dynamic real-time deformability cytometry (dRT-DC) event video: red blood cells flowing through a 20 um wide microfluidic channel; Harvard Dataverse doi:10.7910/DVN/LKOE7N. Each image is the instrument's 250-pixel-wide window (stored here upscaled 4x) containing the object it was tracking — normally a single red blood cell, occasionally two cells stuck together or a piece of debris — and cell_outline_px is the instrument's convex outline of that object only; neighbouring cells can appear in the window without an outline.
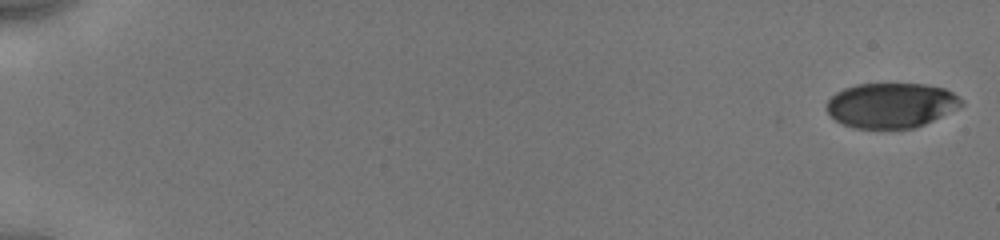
{"species": "human", "species_latin": "Homo sapiens", "temperature_condition": "cold", "stored_images_in_passage": 44, "camera_frame_rate_fps": 3000, "um_per_image_px": 0.085, "donor": {"sex": "male"}, "frame": {"image": 1, "passage_image": 1, "time_ms": 0.0, "image_size_px": [1000, 240], "cell_outline_px": [[964, 104], [924, 124], [912, 128], [852, 128], [836, 120], [824, 108], [824, 104], [836, 92], [844, 88], [856, 84], [924, 84], [944, 88], [952, 92], [964, 100]], "centroid_in_image_um": [75.71, 8.94], "position_along_channel_um": 9.3, "area_um2": 35.2}}
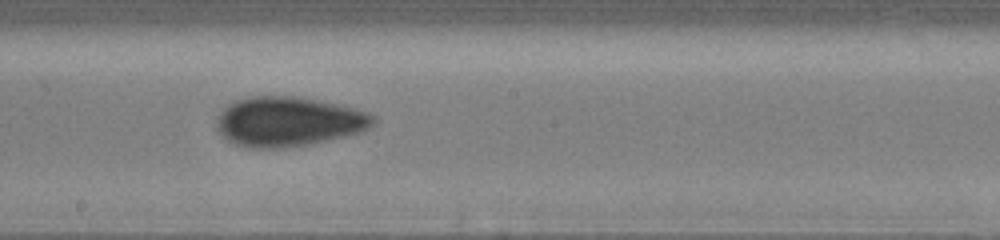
{"frame": {"image": 2, "passage_image": 26, "time_ms": 10.333, "image_size_px": [1000, 240], "cell_outline_px": [[376, 124], [360, 132], [312, 144], [284, 148], [248, 148], [236, 144], [228, 140], [216, 128], [216, 116], [228, 104], [236, 100], [252, 96], [300, 96], [320, 100], [368, 112], [376, 116]], "centroid_in_image_um": [24.52, 10.33], "position_along_channel_um": 223.7, "area_um2": 45.6}}
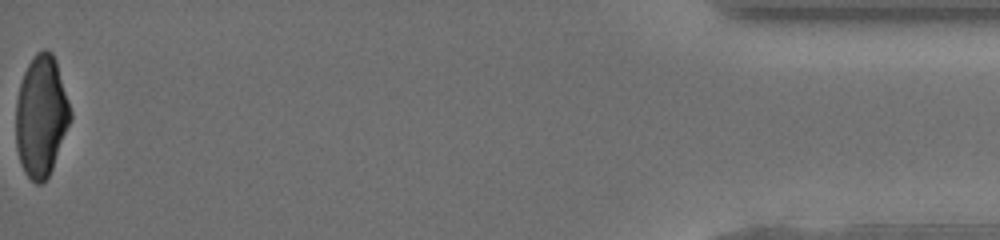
{"frame": {"image": 3, "passage_image": 44, "time_ms": 17.667, "image_size_px": [1000, 240], "cell_outline_px": [[72, 120], [52, 168], [48, 176], [40, 184], [36, 184], [24, 172], [16, 148], [16, 100], [20, 84], [24, 72], [28, 64], [36, 52], [44, 48], [52, 52], [56, 60], [72, 112]], "centroid_in_image_um": [3.51, 9.85], "position_along_channel_um": 431.7, "area_um2": 38.61}, "authors_computed_cell_mechanics": {"area_um2": 40.6045, "velocity_mm_per_s": 3.9503, "shape_relaxation_time_tau1_ms": 7.3135, "shape_relaxation_time_tau2_ms": 0.9988, "deformation_change_tau1": 0.1892, "deformation_change_tau2": 0.0506}}